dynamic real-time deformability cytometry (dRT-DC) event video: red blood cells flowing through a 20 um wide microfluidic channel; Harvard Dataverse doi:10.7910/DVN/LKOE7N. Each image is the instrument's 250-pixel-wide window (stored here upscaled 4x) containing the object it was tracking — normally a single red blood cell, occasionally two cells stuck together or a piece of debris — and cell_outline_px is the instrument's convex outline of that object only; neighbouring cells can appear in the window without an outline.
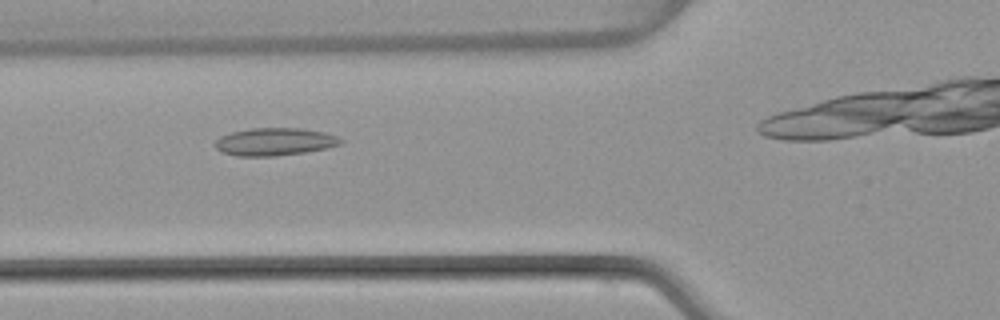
{"species": "common noctule bat (a hibernating species)", "species_latin": "Nyctalus noctula", "temperature_condition": "warm", "stored_images_in_passage": 29, "camera_frame_rate_fps": 3000, "um_per_image_px": 0.085, "animal": {"sex": "female", "body_mass_g": 22.7, "forearm_length_mm": 54.2}, "frame": {"image": 1, "passage_image": 7, "time_ms": 2.0, "image_size_px": [1000, 320], "cell_outline_px": [[344, 140], [340, 144], [328, 148], [304, 152], [276, 156], [236, 156], [220, 152], [216, 148], [216, 140], [220, 136], [232, 132], [252, 128], [300, 128], [324, 132], [336, 136]], "centroid_in_image_um": [23.34, 12.05], "position_along_channel_um": 102.5, "area_um2": 20.23}}
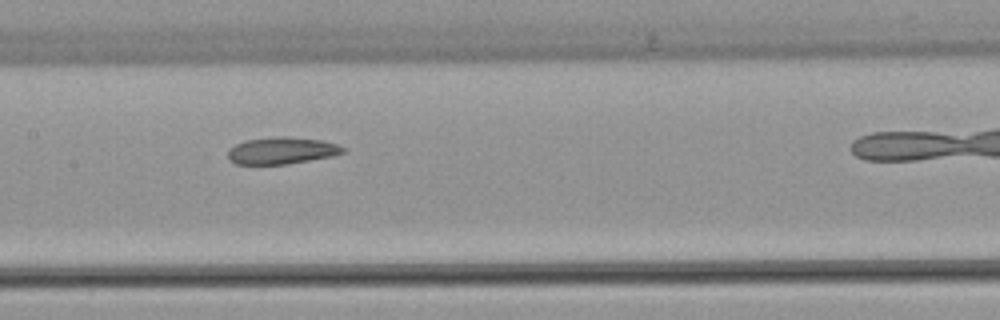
{"frame": {"image": 2, "passage_image": 13, "time_ms": 4.0, "image_size_px": [1000, 320], "cell_outline_px": [[348, 152], [332, 156], [288, 164], [236, 164], [228, 160], [228, 148], [244, 140], [280, 136], [284, 136], [320, 140], [336, 144], [348, 148]], "centroid_in_image_um": [23.96, 12.8], "position_along_channel_um": 183.4, "area_um2": 18.21}}
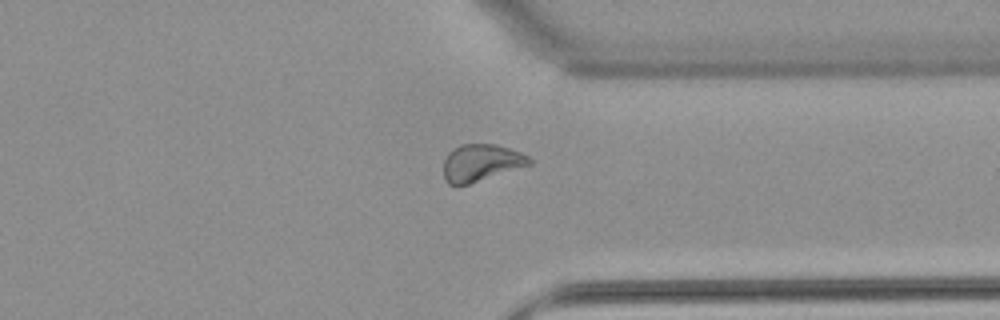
{"frame": {"image": 3, "passage_image": 27, "time_ms": 8.667, "image_size_px": [1000, 320], "cell_outline_px": [[532, 164], [468, 184], [448, 184], [444, 180], [444, 160], [448, 152], [452, 148], [460, 144], [496, 144], [520, 152], [528, 156], [532, 160]], "centroid_in_image_um": [40.87, 13.82], "position_along_channel_um": 370.5, "area_um2": 18.44}}